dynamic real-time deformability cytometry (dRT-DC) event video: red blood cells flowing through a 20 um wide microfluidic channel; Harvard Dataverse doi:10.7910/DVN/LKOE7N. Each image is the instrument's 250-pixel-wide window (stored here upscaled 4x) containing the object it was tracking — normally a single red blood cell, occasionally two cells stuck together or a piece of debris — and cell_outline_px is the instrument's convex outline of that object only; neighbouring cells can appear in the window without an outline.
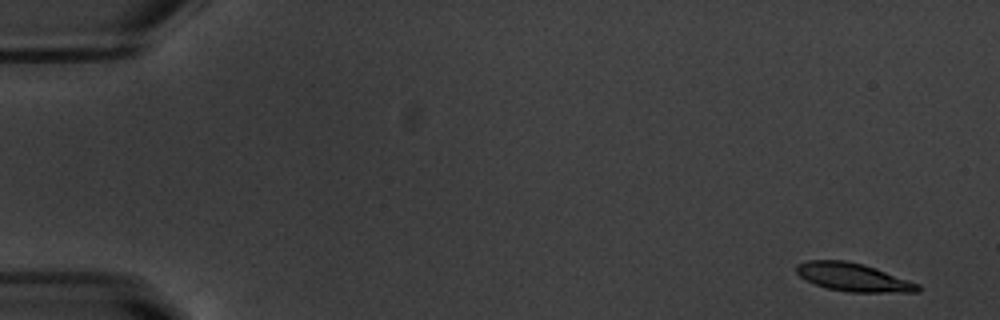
{"species": "common noctule bat (a hibernating species)", "species_latin": "Nyctalus noctula", "temperature_condition": "warm", "stored_images_in_passage": 12, "camera_frame_rate_fps": 3000, "um_per_image_px": 0.085, "animal": {"sex": "male", "body_mass_g": 20.1, "forearm_length_mm": 53.5}, "frame": {"image": 1, "passage_image": 1, "time_ms": 0.0, "image_size_px": [1000, 320], "cell_outline_px": [[920, 292], [848, 292], [828, 288], [816, 284], [800, 276], [796, 272], [796, 264], [808, 260], [844, 260], [864, 264], [876, 268], [920, 284]], "centroid_in_image_um": [72.54, 23.56], "position_along_channel_um": 12.5, "area_um2": 19.88}}